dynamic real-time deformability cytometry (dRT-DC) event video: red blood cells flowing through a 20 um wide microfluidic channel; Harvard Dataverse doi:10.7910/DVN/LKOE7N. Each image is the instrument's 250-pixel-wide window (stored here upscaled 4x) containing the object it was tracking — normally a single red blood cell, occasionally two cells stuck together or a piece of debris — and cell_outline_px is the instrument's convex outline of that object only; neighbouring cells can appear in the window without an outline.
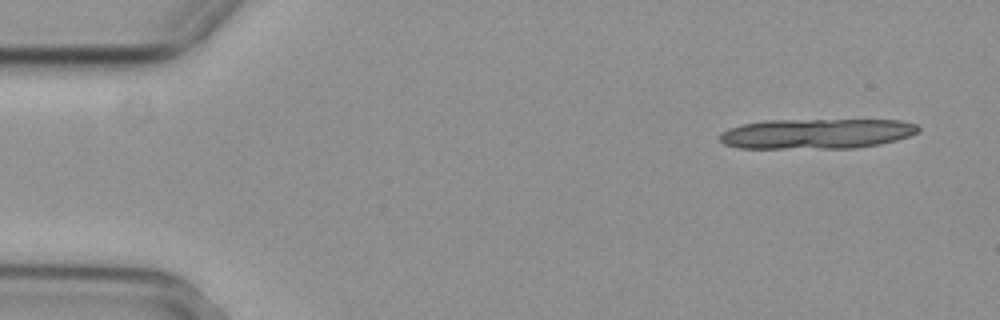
{"species": "common noctule bat (a hibernating species)", "species_latin": "Nyctalus noctula", "temperature_condition": "cold", "stored_images_in_passage": 16, "camera_frame_rate_fps": 3000, "um_per_image_px": 0.085, "animal": {"sex": "female", "body_mass_g": 29.2, "forearm_length_mm": 56.3}, "frame": {"image": 1, "passage_image": 2, "time_ms": 0.333, "image_size_px": [1000, 320], "cell_outline_px": [[920, 132], [896, 140], [880, 144], [856, 148], [740, 148], [724, 144], [720, 140], [720, 136], [724, 132], [732, 128], [744, 124], [764, 120], [900, 120], [916, 124], [920, 128]], "centroid_in_image_um": [69.47, 11.36], "position_along_channel_um": 15.5, "area_um2": 34.74}}